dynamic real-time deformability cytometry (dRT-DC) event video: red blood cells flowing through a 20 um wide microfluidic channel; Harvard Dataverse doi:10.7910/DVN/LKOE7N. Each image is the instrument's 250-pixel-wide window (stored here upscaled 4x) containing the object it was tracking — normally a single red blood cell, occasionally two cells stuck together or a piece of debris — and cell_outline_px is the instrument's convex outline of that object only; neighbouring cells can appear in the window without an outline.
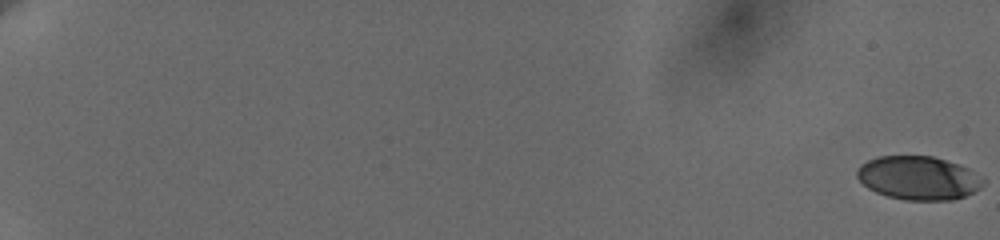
{"species": "human", "species_latin": "Homo sapiens", "temperature_condition": "cold", "stored_images_in_passage": 52, "camera_frame_rate_fps": 3000, "um_per_image_px": 0.085, "donor": {"sex": "female"}, "frame": {"image": 1, "passage_image": 1, "time_ms": 0.0, "image_size_px": [1000, 240], "cell_outline_px": [[984, 184], [980, 188], [964, 196], [952, 200], [904, 200], [888, 196], [876, 192], [868, 188], [856, 176], [856, 172], [860, 164], [868, 160], [880, 156], [932, 156], [968, 168], [984, 180]], "centroid_in_image_um": [78.04, 15.13], "position_along_channel_um": 7.0, "area_um2": 31.79}}
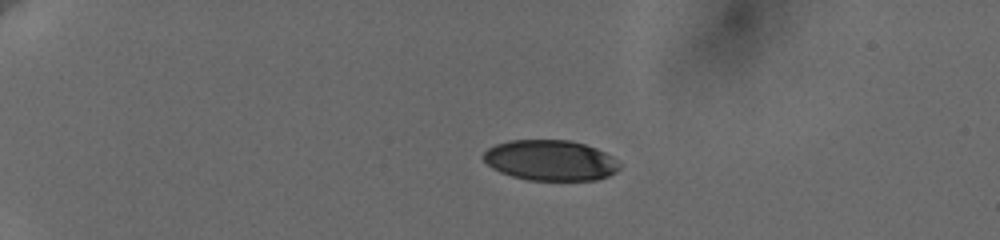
{"frame": {"image": 2, "passage_image": 35, "time_ms": 5.333, "image_size_px": [1000, 240], "cell_outline_px": [[620, 168], [616, 172], [608, 176], [596, 180], [528, 180], [512, 176], [500, 172], [492, 168], [484, 160], [484, 152], [488, 148], [496, 144], [508, 140], [568, 140], [584, 144], [596, 148], [612, 156], [620, 164]], "centroid_in_image_um": [46.79, 13.63], "position_along_channel_um": 38.2, "area_um2": 32.14}}